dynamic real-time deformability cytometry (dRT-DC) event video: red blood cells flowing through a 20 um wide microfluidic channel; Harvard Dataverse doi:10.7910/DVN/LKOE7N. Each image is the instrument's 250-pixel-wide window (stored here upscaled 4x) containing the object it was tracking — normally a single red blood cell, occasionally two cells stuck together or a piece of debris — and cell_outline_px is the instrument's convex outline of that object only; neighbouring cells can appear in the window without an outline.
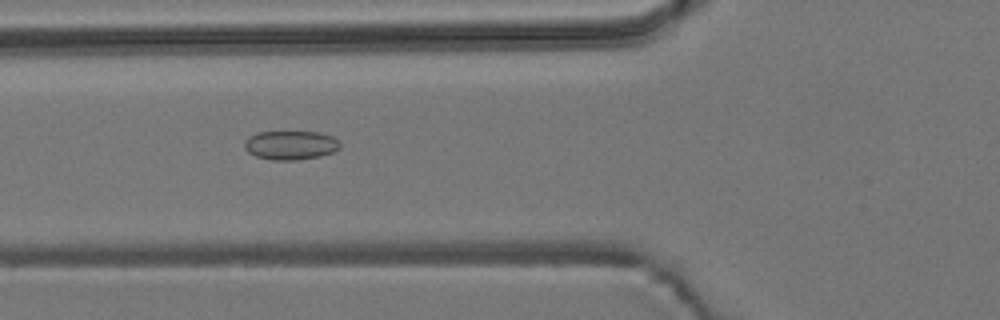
{"species": "common noctule bat (a hibernating species)", "species_latin": "Nyctalus noctula", "temperature_condition": "room temperature", "stored_images_in_passage": 5, "camera_frame_rate_fps": 3000, "um_per_image_px": 0.085, "animal": {"sex": "male", "body_mass_g": 19.2, "forearm_length_mm": 51.8}, "frame": {"image": 1, "passage_image": 2, "time_ms": 0.333, "image_size_px": [1000, 320], "cell_outline_px": [[340, 148], [332, 152], [320, 156], [296, 160], [272, 160], [256, 156], [248, 152], [244, 148], [244, 140], [248, 136], [256, 132], [320, 132], [332, 136], [340, 140]], "centroid_in_image_um": [24.69, 12.33], "position_along_channel_um": 101.1, "area_um2": 16.3}}
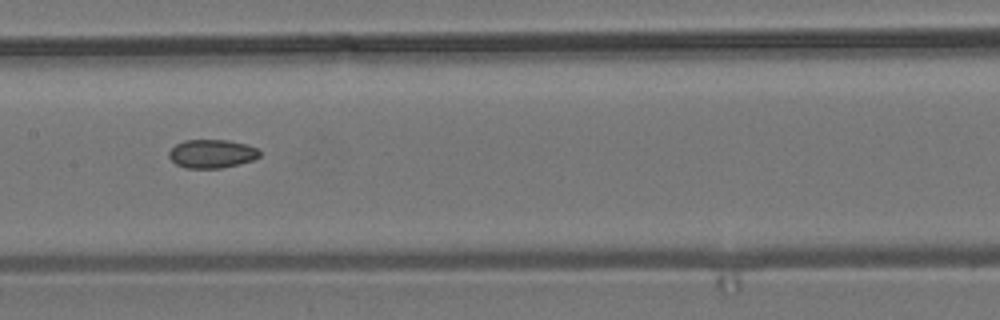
{"frame": {"image": 2, "passage_image": 4, "time_ms": 1.0, "image_size_px": [1000, 320], "cell_outline_px": [[260, 156], [252, 160], [220, 168], [184, 168], [176, 164], [168, 156], [168, 152], [176, 144], [184, 140], [228, 140], [248, 144], [256, 148], [260, 152]], "centroid_in_image_um": [17.99, 13.06], "position_along_channel_um": 189.4, "area_um2": 15.03}}
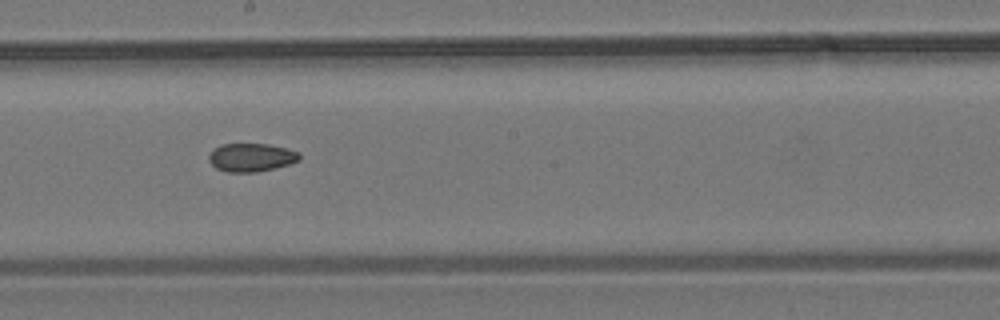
{"frame": {"image": 3, "passage_image": 5, "time_ms": 1.333, "image_size_px": [1000, 320], "cell_outline_px": [[300, 160], [276, 168], [256, 172], [228, 172], [216, 168], [208, 160], [208, 156], [220, 144], [268, 144], [300, 152]], "centroid_in_image_um": [21.36, 13.38], "position_along_channel_um": 226.8, "area_um2": 14.85}}